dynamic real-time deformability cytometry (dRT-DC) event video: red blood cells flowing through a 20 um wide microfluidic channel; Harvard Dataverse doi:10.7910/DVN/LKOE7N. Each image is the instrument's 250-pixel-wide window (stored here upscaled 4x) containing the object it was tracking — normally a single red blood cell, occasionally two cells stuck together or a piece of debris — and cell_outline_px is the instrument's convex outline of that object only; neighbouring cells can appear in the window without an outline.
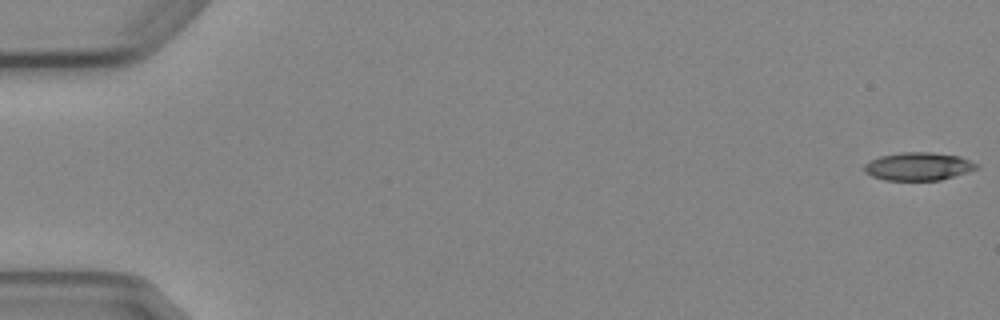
{"species": "Egyptian fruit bat (a non-hibernating species)", "species_latin": "Rousettus aegyptiacus", "temperature_condition": "cold", "stored_images_in_passage": 8, "camera_frame_rate_fps": 3000, "um_per_image_px": 0.085, "animal": {"sex": "female"}, "frame": {"image": 1, "passage_image": 1, "time_ms": 0.0, "image_size_px": [1000, 320], "cell_outline_px": [[980, 168], [940, 180], [884, 180], [872, 176], [864, 172], [864, 164], [868, 160], [880, 156], [900, 152], [932, 152], [960, 156], [976, 164]], "centroid_in_image_um": [78.01, 14.14], "position_along_channel_um": 7.0, "area_um2": 18.38}}
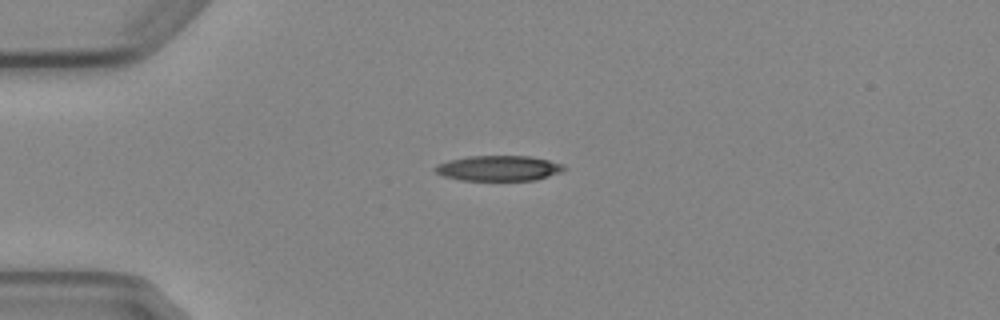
{"frame": {"image": 2, "passage_image": 4, "time_ms": 4.333, "image_size_px": [1000, 320], "cell_outline_px": [[568, 168], [564, 172], [536, 180], [460, 180], [444, 176], [436, 172], [432, 168], [436, 164], [448, 160], [468, 156], [528, 156], [548, 160], [564, 164]], "centroid_in_image_um": [42.41, 14.3], "position_along_channel_um": 42.6, "area_um2": 19.25}}
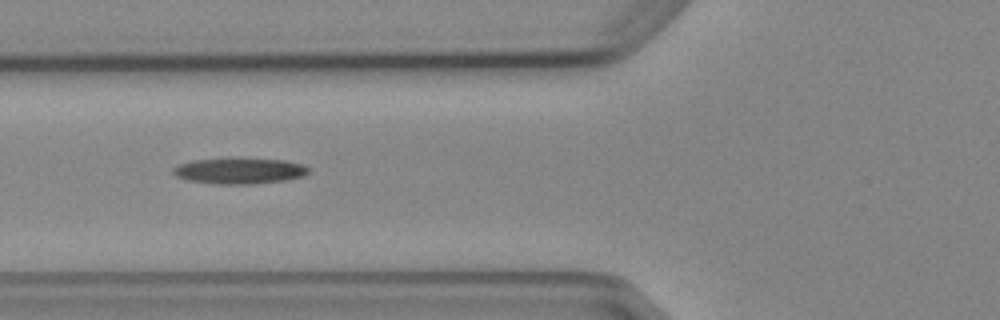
{"frame": {"image": 3, "passage_image": 6, "time_ms": 6.667, "image_size_px": [1000, 320], "cell_outline_px": [[308, 172], [304, 176], [288, 180], [256, 184], [212, 184], [188, 180], [176, 176], [172, 172], [172, 168], [180, 164], [192, 160], [228, 156], [240, 156], [288, 160], [304, 164], [308, 168]], "centroid_in_image_um": [20.37, 14.48], "position_along_channel_um": 105.4, "area_um2": 21.62}}